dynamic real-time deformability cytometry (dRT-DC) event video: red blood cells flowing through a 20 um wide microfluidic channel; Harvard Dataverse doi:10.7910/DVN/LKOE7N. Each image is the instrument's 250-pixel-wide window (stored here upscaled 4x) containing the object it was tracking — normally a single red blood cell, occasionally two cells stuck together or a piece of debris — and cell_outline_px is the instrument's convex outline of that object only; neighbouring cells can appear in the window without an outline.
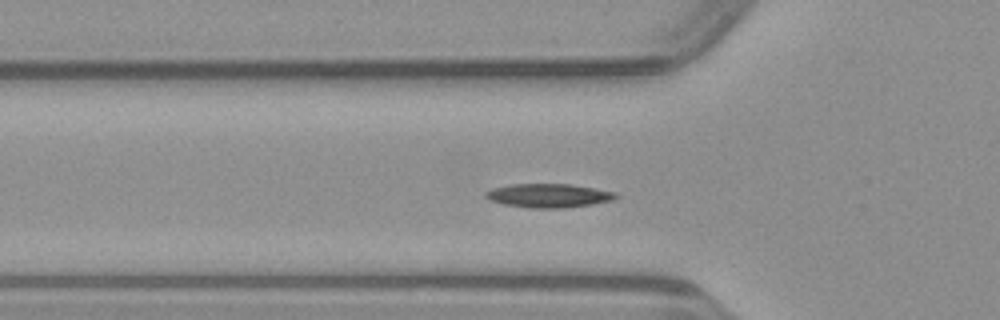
{"species": "common noctule bat (a hibernating species)", "species_latin": "Nyctalus noctula", "temperature_condition": "warm", "stored_images_in_passage": 37, "camera_frame_rate_fps": 3000, "um_per_image_px": 0.085, "animal": {"sex": "male", "body_mass_g": 23.1, "forearm_length_mm": 52.7}, "frame": {"image": 1, "passage_image": 3, "time_ms": 0.667, "image_size_px": [1000, 320], "cell_outline_px": [[620, 196], [612, 200], [592, 204], [564, 208], [532, 208], [504, 204], [492, 200], [484, 196], [484, 192], [492, 188], [512, 184], [572, 184], [616, 192]], "centroid_in_image_um": [46.65, 16.62], "position_along_channel_um": 79.1, "area_um2": 18.03}}
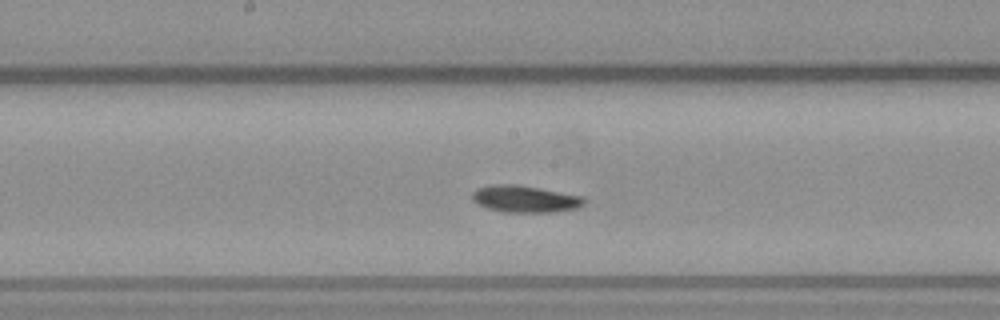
{"frame": {"image": 2, "passage_image": 12, "time_ms": 3.667, "image_size_px": [1000, 320], "cell_outline_px": [[588, 200], [584, 204], [576, 208], [552, 212], [504, 212], [488, 208], [476, 204], [472, 200], [472, 192], [476, 188], [492, 184], [516, 184], [584, 196]], "centroid_in_image_um": [44.61, 16.9], "position_along_channel_um": 203.6, "area_um2": 17.69}}
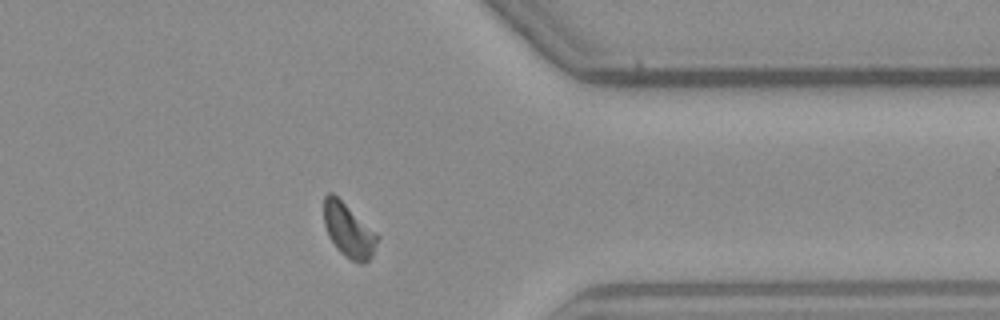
{"frame": {"image": 3, "passage_image": 26, "time_ms": 8.333, "image_size_px": [1000, 320], "cell_outline_px": [[380, 236], [372, 256], [364, 264], [360, 264], [344, 256], [336, 248], [328, 236], [324, 224], [324, 196], [328, 192], [332, 192], [376, 232]], "centroid_in_image_um": [29.63, 19.6], "position_along_channel_um": 381.8, "area_um2": 16.82}}